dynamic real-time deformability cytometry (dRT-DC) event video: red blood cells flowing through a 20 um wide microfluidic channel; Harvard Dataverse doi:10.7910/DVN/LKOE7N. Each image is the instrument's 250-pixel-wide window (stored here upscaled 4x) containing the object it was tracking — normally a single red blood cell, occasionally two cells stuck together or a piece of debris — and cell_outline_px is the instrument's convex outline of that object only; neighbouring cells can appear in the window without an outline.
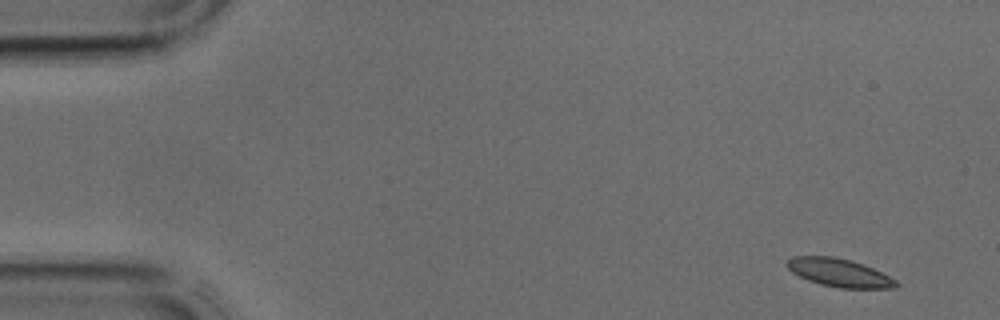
{"species": "common noctule bat (a hibernating species)", "species_latin": "Nyctalus noctula", "temperature_condition": "cold", "stored_images_in_passage": 3, "camera_frame_rate_fps": 3000, "um_per_image_px": 0.085, "animal": {"sex": "male", "body_mass_g": 17.9, "forearm_length_mm": 54.2}, "frame": {"image": 1, "passage_image": 1, "time_ms": 0.0, "image_size_px": [1000, 320], "cell_outline_px": [[900, 284], [896, 288], [840, 288], [820, 284], [808, 280], [792, 272], [788, 268], [788, 260], [792, 256], [836, 256], [852, 260], [864, 264], [896, 280]], "centroid_in_image_um": [71.36, 23.17], "position_along_channel_um": 13.6, "area_um2": 17.86}}